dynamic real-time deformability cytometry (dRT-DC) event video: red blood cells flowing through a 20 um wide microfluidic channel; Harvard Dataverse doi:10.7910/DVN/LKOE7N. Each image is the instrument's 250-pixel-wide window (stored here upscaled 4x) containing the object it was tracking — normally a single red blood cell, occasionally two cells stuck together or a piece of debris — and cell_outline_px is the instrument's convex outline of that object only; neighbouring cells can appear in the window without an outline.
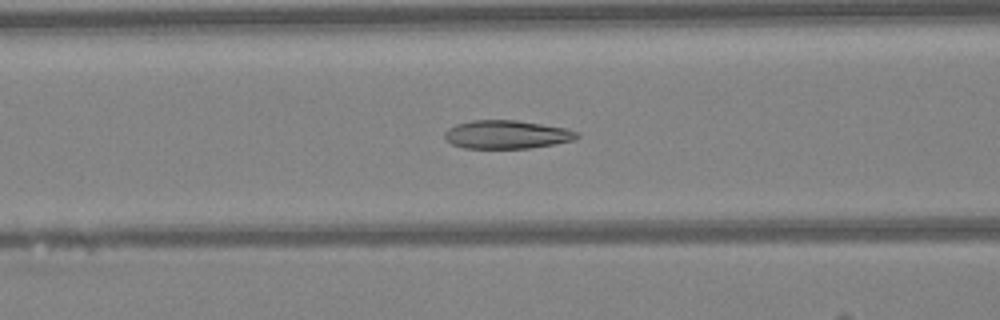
{"species": "Egyptian fruit bat (a non-hibernating species)", "species_latin": "Rousettus aegyptiacus", "temperature_condition": "warm", "stored_images_in_passage": 48, "camera_frame_rate_fps": 3000, "um_per_image_px": 0.085, "animal": {"sex": "female"}, "frame": {"image": 1, "passage_image": 20, "time_ms": 6.333, "image_size_px": [1000, 320], "cell_outline_px": [[580, 136], [572, 140], [552, 144], [528, 148], [464, 148], [452, 144], [444, 140], [444, 132], [448, 128], [456, 124], [472, 120], [516, 120], [564, 128], [580, 132]], "centroid_in_image_um": [43.02, 11.43], "position_along_channel_um": 123.6, "area_um2": 21.79}}
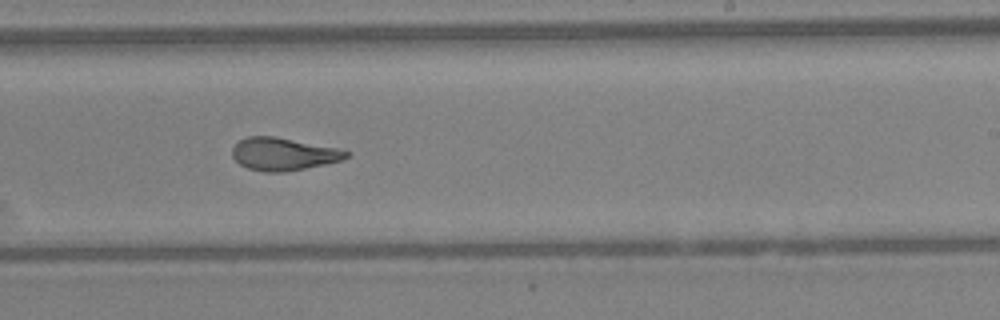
{"frame": {"image": 2, "passage_image": 30, "time_ms": 9.667, "image_size_px": [1000, 320], "cell_outline_px": [[352, 152], [348, 156], [340, 160], [324, 164], [284, 172], [264, 172], [248, 168], [240, 164], [232, 156], [232, 148], [240, 140], [248, 136], [272, 136], [336, 148]], "centroid_in_image_um": [24.06, 13.1], "position_along_channel_um": 264.9, "area_um2": 21.33}}
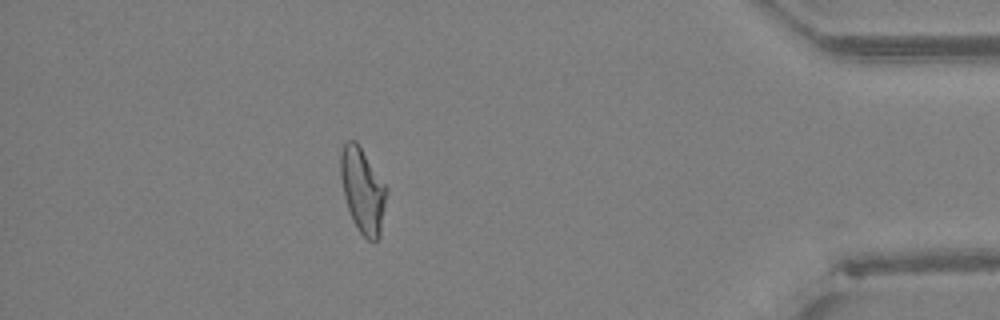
{"frame": {"image": 3, "passage_image": 43, "time_ms": 14.0, "image_size_px": [1000, 320], "cell_outline_px": [[388, 192], [380, 236], [376, 240], [368, 240], [356, 228], [352, 220], [344, 196], [340, 176], [340, 152], [344, 144], [348, 140], [356, 140], [388, 188]], "centroid_in_image_um": [30.83, 16.18], "position_along_channel_um": 404.4, "area_um2": 22.89}, "authors_computed_cell_mechanics": {"area_um2": 22.7732, "velocity_mm_per_s": 4.2698, "shape_relaxation_time_tau1_ms": null, "shape_relaxation_time_tau2_ms": 1.5475, "deformation_change_tau1": null, "deformation_change_tau2": 0.0761}}